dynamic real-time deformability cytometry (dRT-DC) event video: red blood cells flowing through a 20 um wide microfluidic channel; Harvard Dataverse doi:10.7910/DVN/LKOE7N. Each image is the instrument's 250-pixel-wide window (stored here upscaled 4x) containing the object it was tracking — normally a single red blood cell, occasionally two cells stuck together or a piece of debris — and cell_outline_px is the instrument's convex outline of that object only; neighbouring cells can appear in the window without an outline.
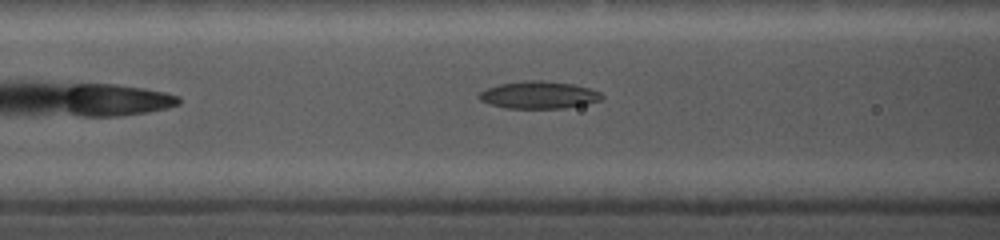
{"species": "common noctule bat (a hibernating species)", "species_latin": "Nyctalus noctula", "temperature_condition": "cold", "stored_images_in_passage": 26, "camera_frame_rate_fps": 5000, "um_per_image_px": 0.085, "animal": {"sex": "female", "body_mass_g": 19.0, "forearm_length_mm": 56.7}, "frame": {"image": 1, "passage_image": 9, "time_ms": 2.6, "image_size_px": [1000, 240], "cell_outline_px": [[604, 96], [600, 100], [584, 104], [564, 108], [504, 108], [488, 104], [480, 100], [476, 96], [480, 92], [488, 88], [500, 84], [524, 80], [544, 80], [576, 84], [600, 92]], "centroid_in_image_um": [45.77, 8.06], "position_along_channel_um": 120.8, "area_um2": 19.65}}
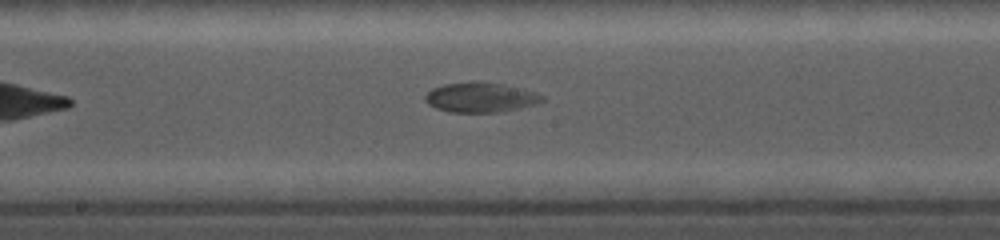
{"frame": {"image": 2, "passage_image": 16, "time_ms": 5.0, "image_size_px": [1000, 240], "cell_outline_px": [[544, 100], [536, 104], [520, 108], [500, 112], [448, 112], [436, 108], [428, 104], [424, 100], [424, 96], [432, 88], [444, 84], [472, 80], [504, 84], [536, 92], [544, 96]], "centroid_in_image_um": [40.83, 8.26], "position_along_channel_um": 207.4, "area_um2": 20.63}}
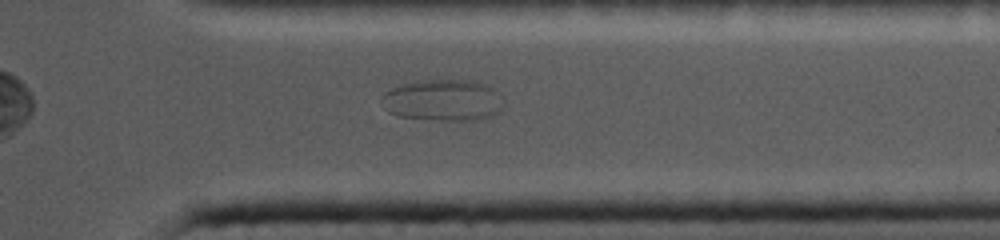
{"frame": {"image": 3, "passage_image": 22, "time_ms": 9.6, "image_size_px": [1000, 240], "cell_outline_px": [[504, 108], [492, 116], [476, 120], [444, 120], [400, 116], [388, 112], [380, 96], [384, 92], [392, 88], [404, 84], [420, 80], [472, 80], [488, 84], [492, 88], [504, 104]], "centroid_in_image_um": [37.68, 8.51], "position_along_channel_um": 373.7, "area_um2": 29.3}}